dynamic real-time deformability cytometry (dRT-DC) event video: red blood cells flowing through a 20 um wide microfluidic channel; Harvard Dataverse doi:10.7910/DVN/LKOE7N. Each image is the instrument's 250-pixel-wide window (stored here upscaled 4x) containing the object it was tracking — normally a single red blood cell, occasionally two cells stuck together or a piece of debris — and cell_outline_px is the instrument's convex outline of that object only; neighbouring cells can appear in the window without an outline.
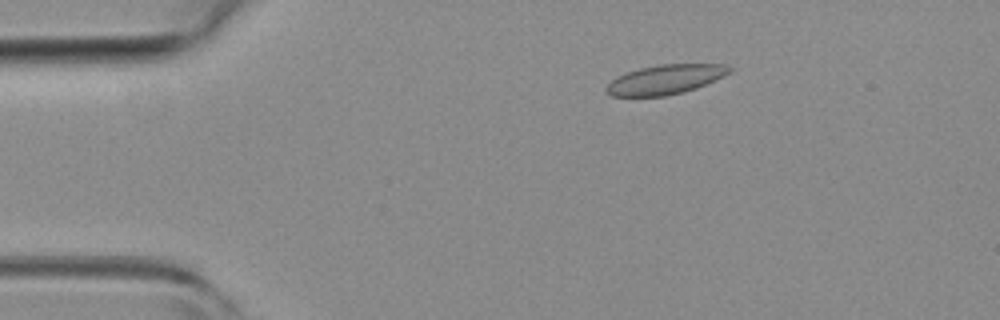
{"species": "common noctule bat (a hibernating species)", "species_latin": "Nyctalus noctula", "temperature_condition": "room temperature", "stored_images_in_passage": 47, "camera_frame_rate_fps": 3000, "um_per_image_px": 0.085, "animal": {"sex": "female", "body_mass_g": 19.3, "forearm_length_mm": 54.1}, "frame": {"image": 1, "passage_image": 8, "time_ms": 2.333, "image_size_px": [1000, 320], "cell_outline_px": [[732, 72], [724, 76], [696, 88], [684, 92], [664, 96], [612, 96], [604, 92], [604, 88], [616, 76], [640, 68], [660, 64], [724, 64], [732, 68]], "centroid_in_image_um": [56.54, 6.76], "position_along_channel_um": 28.5, "area_um2": 21.21}}
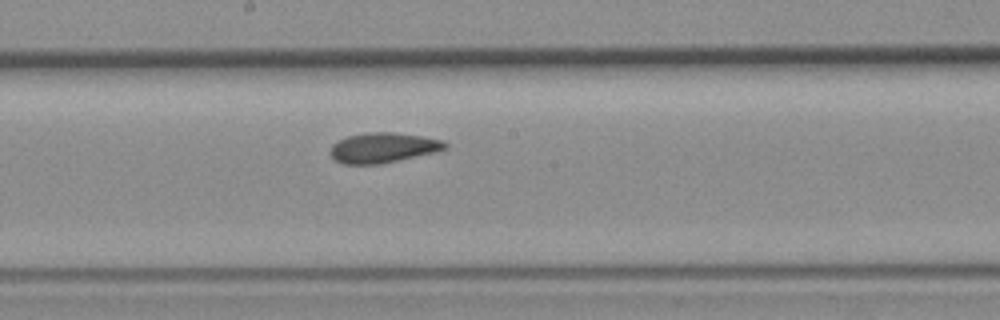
{"frame": {"image": 2, "passage_image": 25, "time_ms": 8.0, "image_size_px": [1000, 320], "cell_outline_px": [[448, 148], [436, 152], [380, 164], [344, 164], [336, 160], [328, 152], [332, 144], [348, 136], [368, 132], [392, 132], [420, 136], [444, 140], [448, 144]], "centroid_in_image_um": [32.57, 12.55], "position_along_channel_um": 215.6, "area_um2": 20.11}}
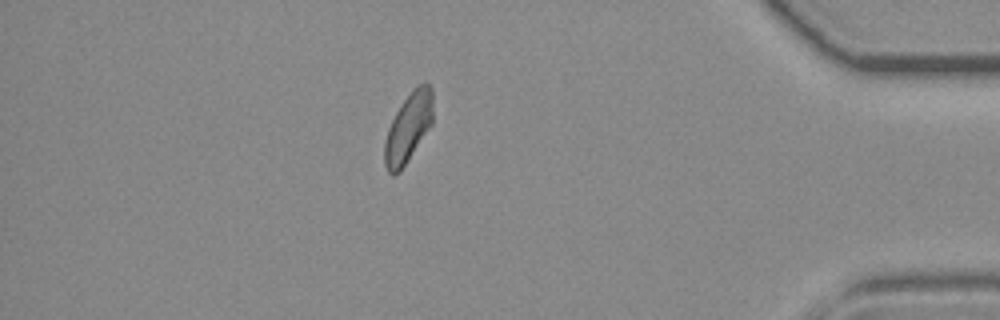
{"frame": {"image": 3, "passage_image": 41, "time_ms": 13.333, "image_size_px": [1000, 320], "cell_outline_px": [[432, 124], [400, 172], [392, 176], [388, 172], [384, 164], [384, 144], [388, 128], [396, 112], [412, 88], [416, 84], [424, 80], [432, 88]], "centroid_in_image_um": [34.7, 10.83], "position_along_channel_um": 400.5, "area_um2": 19.65}, "authors_computed_cell_mechanics": {"area_um2": 20.1722, "velocity_mm_per_s": 4.3013, "shape_relaxation_time_tau1_ms": null, "shape_relaxation_time_tau2_ms": 1.9677, "deformation_change_tau1": null, "deformation_change_tau2": 0.0817}}